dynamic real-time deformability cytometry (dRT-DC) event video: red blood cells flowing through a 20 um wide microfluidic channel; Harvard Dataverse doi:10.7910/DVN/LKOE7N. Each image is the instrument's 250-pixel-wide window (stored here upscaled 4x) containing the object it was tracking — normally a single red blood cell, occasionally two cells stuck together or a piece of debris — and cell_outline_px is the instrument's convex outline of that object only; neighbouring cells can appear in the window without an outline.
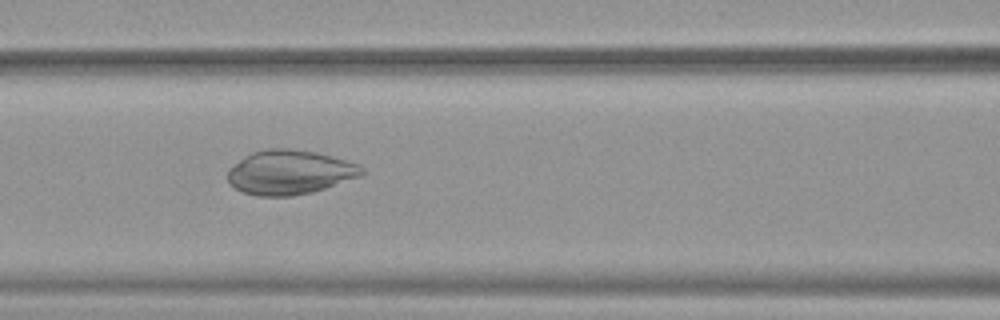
{"species": "common noctule bat (a hibernating species)", "species_latin": "Nyctalus noctula", "temperature_condition": "warm", "stored_images_in_passage": 48, "camera_frame_rate_fps": 3000, "um_per_image_px": 0.085, "animal": {"sex": "female", "body_mass_g": 19.9}, "frame": {"image": 1, "passage_image": 22, "time_ms": 7.0, "image_size_px": [1000, 320], "cell_outline_px": [[368, 172], [360, 176], [312, 192], [292, 196], [256, 196], [244, 192], [236, 188], [228, 180], [228, 168], [244, 156], [252, 152], [268, 148], [288, 148], [316, 152], [332, 156], [360, 164]], "centroid_in_image_um": [24.64, 14.63], "position_along_channel_um": 142.0, "area_um2": 34.74}}
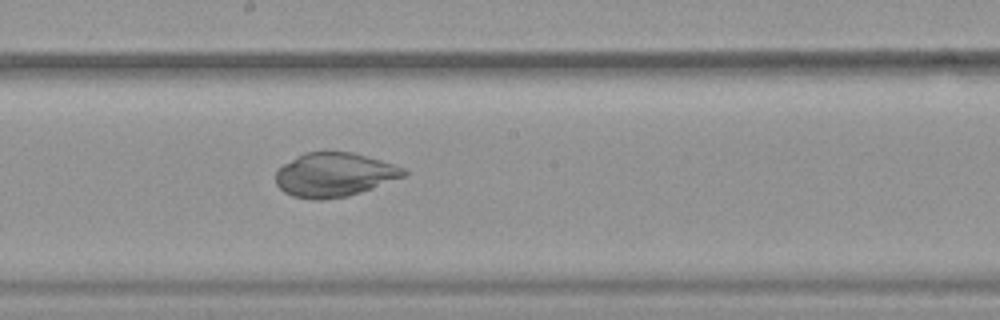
{"frame": {"image": 2, "passage_image": 28, "time_ms": 9.0, "image_size_px": [1000, 320], "cell_outline_px": [[408, 176], [348, 196], [324, 200], [316, 200], [292, 196], [284, 192], [276, 184], [276, 172], [284, 164], [304, 152], [352, 152], [380, 160], [404, 168], [408, 172]], "centroid_in_image_um": [28.43, 14.86], "position_along_channel_um": 219.8, "area_um2": 32.77}}
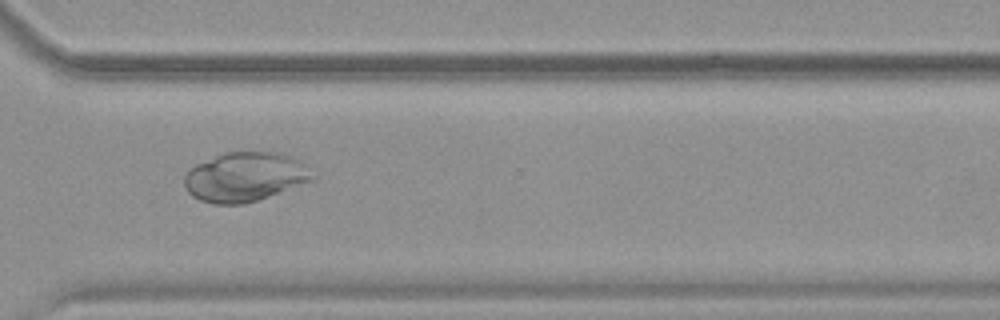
{"frame": {"image": 3, "passage_image": 38, "time_ms": 12.333, "image_size_px": [1000, 320], "cell_outline_px": [[316, 176], [312, 180], [268, 196], [244, 204], [212, 204], [200, 200], [192, 196], [188, 192], [184, 184], [184, 176], [196, 164], [224, 152], [272, 152], [292, 156]], "centroid_in_image_um": [20.78, 15.04], "position_along_channel_um": 349.8, "area_um2": 36.3}}